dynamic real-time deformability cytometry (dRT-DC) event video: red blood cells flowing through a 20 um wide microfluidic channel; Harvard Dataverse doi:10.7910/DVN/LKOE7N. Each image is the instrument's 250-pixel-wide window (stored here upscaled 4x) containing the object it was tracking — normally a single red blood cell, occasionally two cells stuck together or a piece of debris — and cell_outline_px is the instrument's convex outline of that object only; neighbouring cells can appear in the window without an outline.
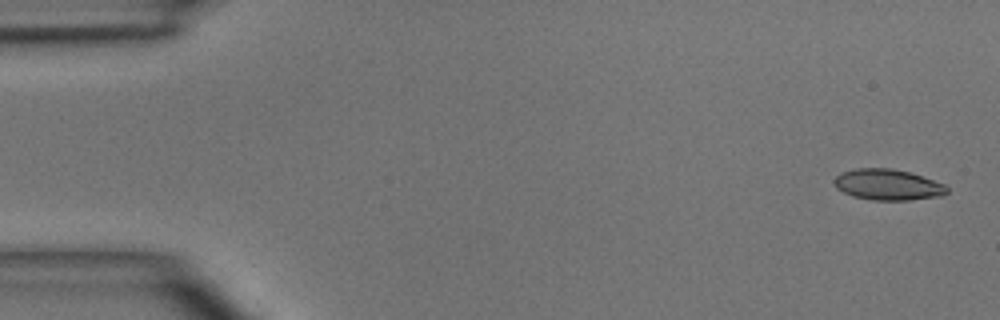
{"species": "common noctule bat (a hibernating species)", "species_latin": "Nyctalus noctula", "temperature_condition": "room temperature", "stored_images_in_passage": 4, "camera_frame_rate_fps": 3000, "um_per_image_px": 0.085, "animal": {"sex": "male", "body_mass_g": 15.6}, "frame": {"image": 1, "passage_image": 1, "time_ms": 0.0, "image_size_px": [1000, 320], "cell_outline_px": [[948, 192], [944, 196], [908, 200], [872, 200], [852, 196], [836, 188], [832, 180], [840, 172], [856, 168], [892, 168], [908, 172], [944, 184], [948, 188]], "centroid_in_image_um": [75.43, 15.7], "position_along_channel_um": 9.6, "area_um2": 20.4}}
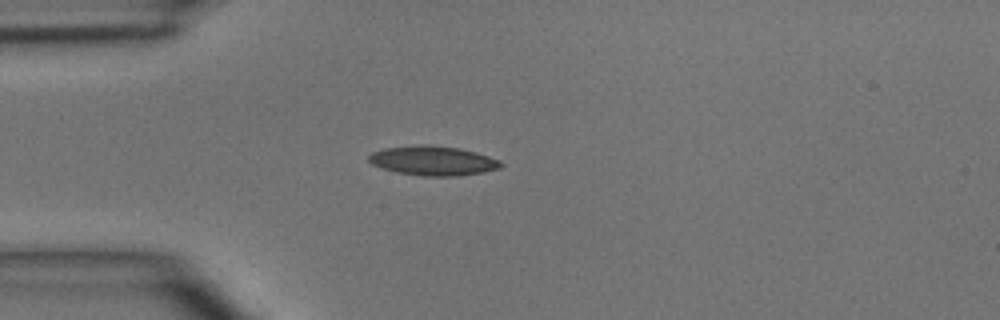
{"frame": {"image": 2, "passage_image": 4, "time_ms": 3.667, "image_size_px": [1000, 320], "cell_outline_px": [[504, 164], [500, 168], [484, 172], [456, 176], [424, 176], [396, 172], [372, 164], [368, 160], [368, 156], [372, 152], [384, 148], [416, 144], [428, 144], [460, 148], [476, 152], [500, 160]], "centroid_in_image_um": [36.82, 13.65], "position_along_channel_um": 48.2, "area_um2": 22.83}}